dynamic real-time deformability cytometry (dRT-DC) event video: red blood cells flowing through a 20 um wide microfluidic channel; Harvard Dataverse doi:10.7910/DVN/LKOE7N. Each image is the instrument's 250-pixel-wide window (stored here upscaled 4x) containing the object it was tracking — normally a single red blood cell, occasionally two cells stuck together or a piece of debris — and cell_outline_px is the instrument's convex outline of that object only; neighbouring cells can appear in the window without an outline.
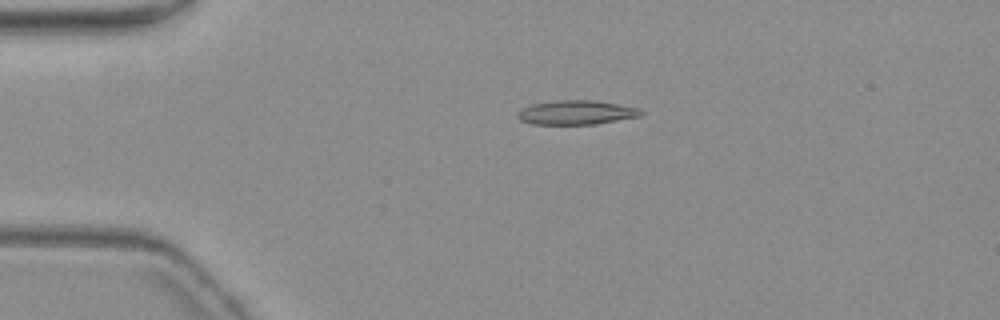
{"species": "common noctule bat (a hibernating species)", "species_latin": "Nyctalus noctula", "temperature_condition": "warm", "stored_images_in_passage": 4, "camera_frame_rate_fps": 3000, "um_per_image_px": 0.085, "animal": {"sex": "female", "body_mass_g": 19.3, "forearm_length_mm": 54.1}, "frame": {"image": 1, "passage_image": 3, "time_ms": 2.333, "image_size_px": [1000, 320], "cell_outline_px": [[644, 112], [640, 116], [596, 124], [532, 124], [520, 120], [516, 116], [516, 112], [520, 108], [532, 104], [552, 100], [596, 100], [640, 108]], "centroid_in_image_um": [48.95, 9.55], "position_along_channel_um": 36.0, "area_um2": 17.63}}